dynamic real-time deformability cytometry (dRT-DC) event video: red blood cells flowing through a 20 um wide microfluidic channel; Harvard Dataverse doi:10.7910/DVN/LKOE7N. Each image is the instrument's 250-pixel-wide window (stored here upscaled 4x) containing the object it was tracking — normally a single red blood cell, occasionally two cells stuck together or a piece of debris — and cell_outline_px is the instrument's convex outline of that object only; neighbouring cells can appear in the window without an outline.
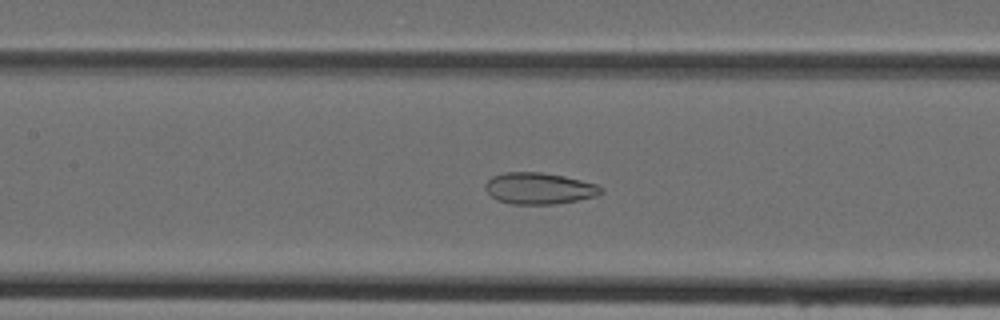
{"species": "Egyptian fruit bat (a non-hibernating species)", "species_latin": "Rousettus aegyptiacus", "temperature_condition": "cold", "stored_images_in_passage": 43, "camera_frame_rate_fps": 3000, "um_per_image_px": 0.085, "animal": {"sex": "female"}, "frame": {"image": 1, "passage_image": 18, "time_ms": 5.667, "image_size_px": [1000, 320], "cell_outline_px": [[604, 192], [596, 196], [556, 204], [512, 204], [496, 200], [484, 188], [484, 184], [492, 176], [504, 172], [540, 172], [564, 176], [596, 184], [604, 188]], "centroid_in_image_um": [45.82, 16.01], "position_along_channel_um": 161.6, "area_um2": 21.27}}
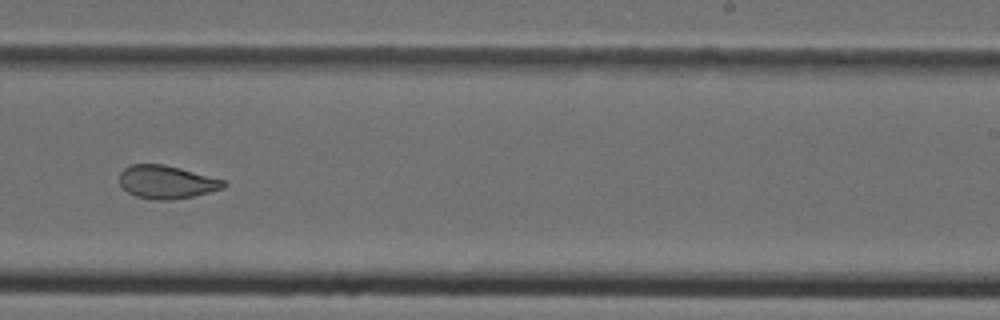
{"frame": {"image": 2, "passage_image": 26, "time_ms": 8.333, "image_size_px": [1000, 320], "cell_outline_px": [[228, 184], [224, 188], [192, 196], [172, 200], [156, 200], [136, 196], [128, 192], [120, 184], [120, 172], [124, 168], [132, 164], [164, 164], [180, 168], [224, 180]], "centroid_in_image_um": [14.16, 15.47], "position_along_channel_um": 274.8, "area_um2": 20.0}}
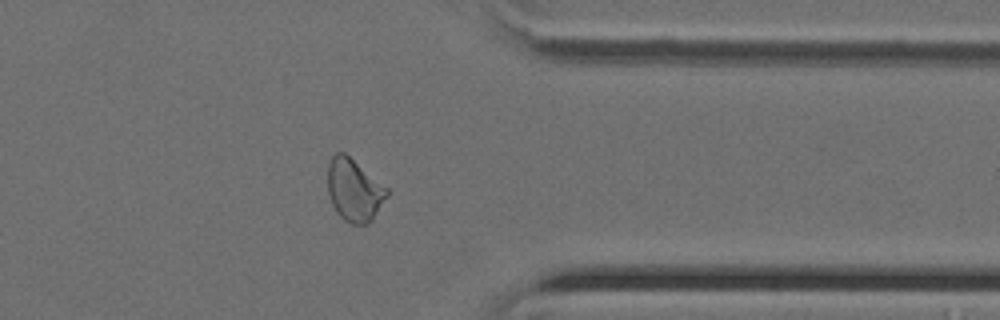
{"frame": {"image": 3, "passage_image": 34, "time_ms": 11.0, "image_size_px": [1000, 320], "cell_outline_px": [[388, 196], [372, 220], [368, 224], [352, 224], [344, 220], [336, 212], [332, 204], [328, 192], [328, 164], [332, 156], [336, 152], [344, 152], [388, 188]], "centroid_in_image_um": [30.1, 16.17], "position_along_channel_um": 381.3, "area_um2": 21.5}}